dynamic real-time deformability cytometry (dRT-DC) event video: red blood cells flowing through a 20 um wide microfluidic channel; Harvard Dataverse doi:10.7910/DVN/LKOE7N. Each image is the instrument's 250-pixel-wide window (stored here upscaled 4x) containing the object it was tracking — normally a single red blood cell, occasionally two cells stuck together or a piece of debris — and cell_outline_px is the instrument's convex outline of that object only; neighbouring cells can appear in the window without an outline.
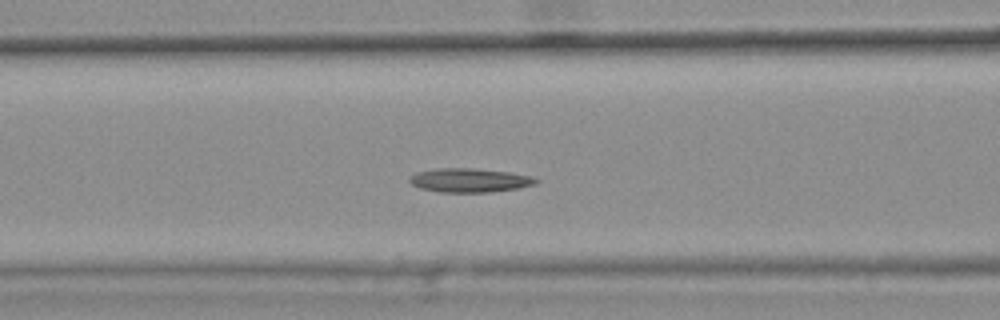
{"species": "common noctule bat (a hibernating species)", "species_latin": "Nyctalus noctula", "temperature_condition": "warm", "stored_images_in_passage": 43, "camera_frame_rate_fps": 3000, "um_per_image_px": 0.085, "animal": {"sex": "female", "body_mass_g": 25.1}, "frame": {"image": 1, "passage_image": 19, "time_ms": 6.0, "image_size_px": [1000, 320], "cell_outline_px": [[540, 180], [536, 184], [520, 188], [488, 192], [440, 192], [420, 188], [412, 184], [408, 180], [416, 172], [436, 168], [472, 168], [508, 172], [532, 176]], "centroid_in_image_um": [39.94, 15.32], "position_along_channel_um": 126.7, "area_um2": 17.63}, "authors_computed_cell_mechanics": {"area_um2": 17.1666, "velocity_mm_per_s": 3.675, "shape_relaxation_time_tau1_ms": 7.9317, "shape_relaxation_time_tau2_ms": 9.3183, "deformation_change_tau1": 0.2008, "deformation_change_tau2": 0.1772}}